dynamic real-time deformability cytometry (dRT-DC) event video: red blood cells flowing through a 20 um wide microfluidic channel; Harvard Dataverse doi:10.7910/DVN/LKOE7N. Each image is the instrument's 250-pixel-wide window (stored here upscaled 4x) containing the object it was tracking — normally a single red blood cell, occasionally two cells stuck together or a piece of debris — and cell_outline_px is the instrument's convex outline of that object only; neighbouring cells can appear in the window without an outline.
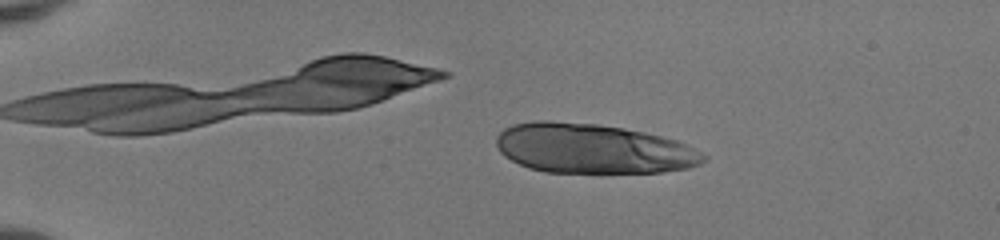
{"species": "human", "species_latin": "Homo sapiens", "temperature_condition": "room temperature", "stored_images_in_passage": 49, "camera_frame_rate_fps": 3000, "um_per_image_px": 0.085, "donor": {"sex": "female"}, "frame": {"image": 1, "passage_image": 10, "time_ms": 3.0, "image_size_px": [1000, 240], "cell_outline_px": [[708, 156], [700, 164], [688, 168], [660, 172], [544, 172], [528, 168], [504, 156], [500, 152], [496, 144], [496, 136], [504, 128], [512, 124], [532, 120], [548, 120], [596, 124], [624, 128], [644, 132], [680, 140], [688, 144]], "centroid_in_image_um": [50.39, 12.62], "position_along_channel_um": 34.6, "area_um2": 60.4}}
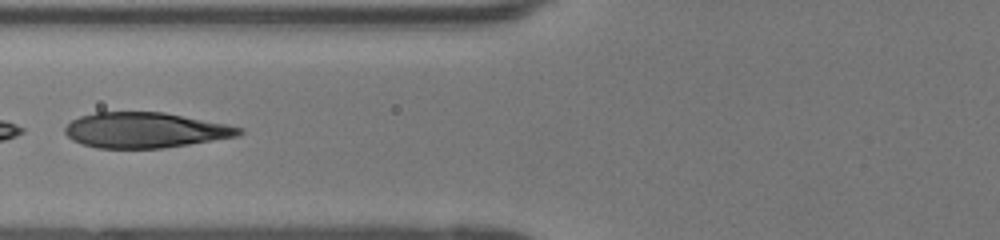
{"frame": {"image": 2, "passage_image": 22, "time_ms": 7.0, "image_size_px": [1000, 240], "cell_outline_px": [[244, 132], [240, 136], [164, 148], [96, 148], [80, 144], [72, 140], [64, 132], [64, 128], [72, 120], [80, 116], [96, 112], [164, 112], [228, 124], [244, 128]], "centroid_in_image_um": [12.36, 11.06], "position_along_channel_um": 113.4, "area_um2": 36.18}, "authors_computed_cell_mechanics": {"area_um2": 37.9168, "velocity_mm_per_s": 4.1249, "shape_relaxation_time_tau1_ms": 5.1168, "shape_relaxation_time_tau2_ms": null, "deformation_change_tau1": 0.2416, "deformation_change_tau2": null}}